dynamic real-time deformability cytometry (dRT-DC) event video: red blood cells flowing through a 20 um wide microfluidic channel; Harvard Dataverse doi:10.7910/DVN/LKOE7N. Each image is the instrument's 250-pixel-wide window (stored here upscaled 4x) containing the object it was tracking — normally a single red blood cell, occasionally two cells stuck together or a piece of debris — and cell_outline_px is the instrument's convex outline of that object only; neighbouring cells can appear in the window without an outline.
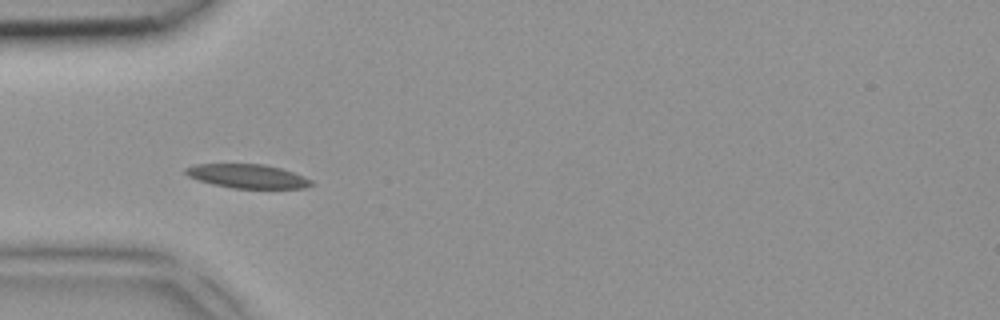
{"species": "common noctule bat (a hibernating species)", "species_latin": "Nyctalus noctula", "temperature_condition": "room temperature", "stored_images_in_passage": 3, "camera_frame_rate_fps": 3000, "um_per_image_px": 0.085, "animal": {"sex": "female", "body_mass_g": 18.4}, "frame": {"image": 1, "passage_image": 2, "time_ms": 0.333, "image_size_px": [1000, 320], "cell_outline_px": [[316, 184], [304, 188], [232, 188], [212, 184], [188, 176], [184, 172], [184, 168], [196, 164], [264, 164], [280, 168], [304, 176], [312, 180]], "centroid_in_image_um": [21.06, 14.97], "position_along_channel_um": 63.9, "area_um2": 17.51}}